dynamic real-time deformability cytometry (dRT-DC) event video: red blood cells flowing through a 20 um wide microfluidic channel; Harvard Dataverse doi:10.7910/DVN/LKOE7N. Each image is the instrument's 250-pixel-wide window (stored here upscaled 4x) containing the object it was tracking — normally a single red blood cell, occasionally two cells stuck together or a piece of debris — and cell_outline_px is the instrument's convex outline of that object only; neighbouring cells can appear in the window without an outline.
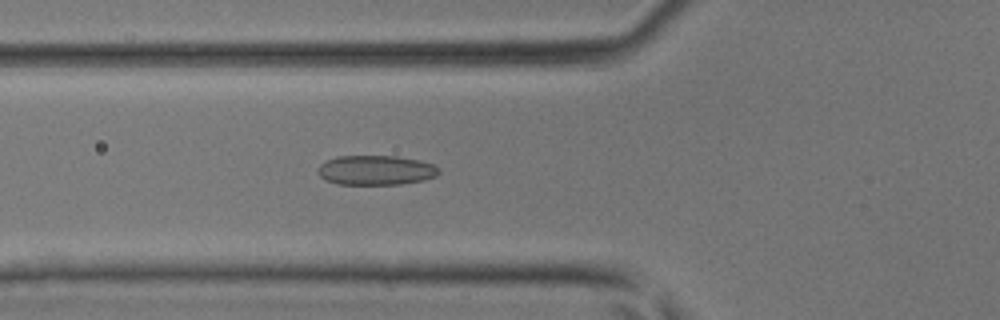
{"species": "common noctule bat (a hibernating species)", "species_latin": "Nyctalus noctula", "temperature_condition": "room temperature", "stored_images_in_passage": 39, "camera_frame_rate_fps": 3000, "um_per_image_px": 0.085, "animal": {"sex": "male", "body_mass_g": 17.9, "forearm_length_mm": 54.2}, "frame": {"image": 1, "passage_image": 16, "time_ms": 5.0, "image_size_px": [1000, 320], "cell_outline_px": [[440, 172], [436, 176], [424, 180], [400, 184], [336, 184], [324, 180], [320, 176], [316, 168], [320, 164], [336, 156], [396, 156], [420, 160], [432, 164], [440, 168]], "centroid_in_image_um": [31.94, 14.46], "position_along_channel_um": 93.9, "area_um2": 21.04}}
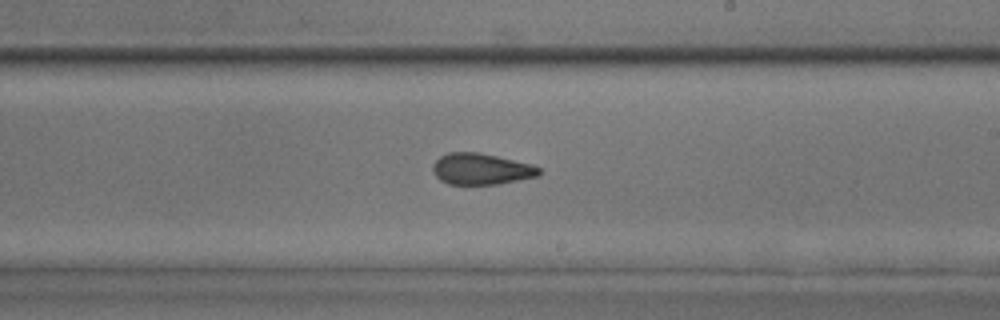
{"frame": {"image": 2, "passage_image": 26, "time_ms": 8.333, "image_size_px": [1000, 320], "cell_outline_px": [[544, 172], [540, 176], [496, 184], [448, 184], [440, 180], [436, 176], [432, 168], [432, 164], [440, 156], [448, 152], [476, 152], [496, 156], [532, 164], [540, 168]], "centroid_in_image_um": [40.92, 14.36], "position_along_channel_um": 248.1, "area_um2": 19.42}}
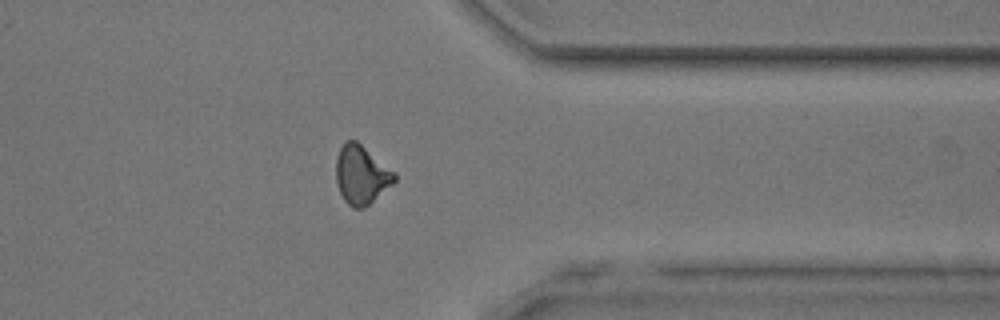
{"frame": {"image": 3, "passage_image": 35, "time_ms": 11.333, "image_size_px": [1000, 320], "cell_outline_px": [[396, 180], [392, 184], [364, 208], [352, 208], [344, 200], [336, 184], [336, 160], [340, 148], [348, 140], [356, 140], [396, 172]], "centroid_in_image_um": [30.71, 14.86], "position_along_channel_um": 380.7, "area_um2": 19.88}}